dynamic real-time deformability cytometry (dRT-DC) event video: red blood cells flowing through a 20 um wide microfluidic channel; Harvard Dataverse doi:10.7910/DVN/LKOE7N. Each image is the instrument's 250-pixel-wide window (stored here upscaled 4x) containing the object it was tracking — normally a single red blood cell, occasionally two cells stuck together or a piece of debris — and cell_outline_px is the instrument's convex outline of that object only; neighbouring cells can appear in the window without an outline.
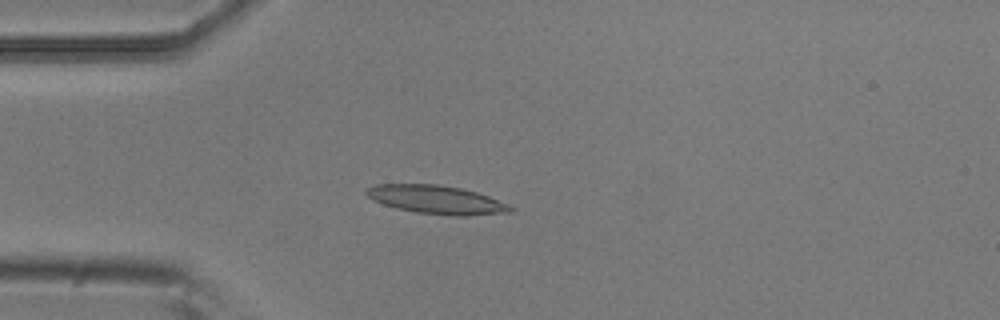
{"species": "common noctule bat (a hibernating species)", "species_latin": "Nyctalus noctula", "temperature_condition": "room temperature", "stored_images_in_passage": 1, "camera_frame_rate_fps": 3000, "um_per_image_px": 0.085, "animal": {"sex": "male", "body_mass_g": 20.5, "forearm_length_mm": 52.5}, "frame": {"image": 1, "passage_image": 1, "time_ms": 0.0, "image_size_px": [1000, 320], "cell_outline_px": [[516, 208], [512, 212], [468, 216], [452, 216], [416, 212], [396, 208], [372, 200], [364, 192], [368, 188], [376, 184], [436, 184], [460, 188], [476, 192], [488, 196], [508, 204]], "centroid_in_image_um": [37.12, 16.98], "position_along_channel_um": 47.9, "area_um2": 23.93}}